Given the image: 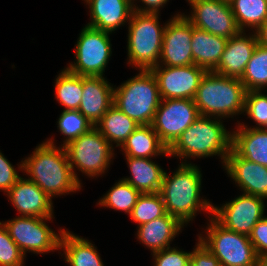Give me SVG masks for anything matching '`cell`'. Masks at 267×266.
<instances>
[{
    "mask_svg": "<svg viewBox=\"0 0 267 266\" xmlns=\"http://www.w3.org/2000/svg\"><path fill=\"white\" fill-rule=\"evenodd\" d=\"M154 266H190L191 252L170 247L153 252Z\"/></svg>",
    "mask_w": 267,
    "mask_h": 266,
    "instance_id": "d590c367",
    "label": "cell"
},
{
    "mask_svg": "<svg viewBox=\"0 0 267 266\" xmlns=\"http://www.w3.org/2000/svg\"><path fill=\"white\" fill-rule=\"evenodd\" d=\"M247 90L240 79L207 71L194 97L199 115L230 118L244 113Z\"/></svg>",
    "mask_w": 267,
    "mask_h": 266,
    "instance_id": "277c9868",
    "label": "cell"
},
{
    "mask_svg": "<svg viewBox=\"0 0 267 266\" xmlns=\"http://www.w3.org/2000/svg\"><path fill=\"white\" fill-rule=\"evenodd\" d=\"M207 235L199 236L200 242L221 263V266H257L259 257L249 236L228 230L212 216L209 217Z\"/></svg>",
    "mask_w": 267,
    "mask_h": 266,
    "instance_id": "52a82bcc",
    "label": "cell"
},
{
    "mask_svg": "<svg viewBox=\"0 0 267 266\" xmlns=\"http://www.w3.org/2000/svg\"><path fill=\"white\" fill-rule=\"evenodd\" d=\"M258 37V43L267 47V19L264 21L263 25L256 31Z\"/></svg>",
    "mask_w": 267,
    "mask_h": 266,
    "instance_id": "60d3db41",
    "label": "cell"
},
{
    "mask_svg": "<svg viewBox=\"0 0 267 266\" xmlns=\"http://www.w3.org/2000/svg\"><path fill=\"white\" fill-rule=\"evenodd\" d=\"M166 214L164 201L158 193H141L130 214L138 226Z\"/></svg>",
    "mask_w": 267,
    "mask_h": 266,
    "instance_id": "1f68e13d",
    "label": "cell"
},
{
    "mask_svg": "<svg viewBox=\"0 0 267 266\" xmlns=\"http://www.w3.org/2000/svg\"><path fill=\"white\" fill-rule=\"evenodd\" d=\"M202 174L198 166L181 162L173 176L164 172L159 194L165 205V211L177 218L183 225L195 217L197 211H205L212 215L213 204L200 199Z\"/></svg>",
    "mask_w": 267,
    "mask_h": 266,
    "instance_id": "7a4b0ae2",
    "label": "cell"
},
{
    "mask_svg": "<svg viewBox=\"0 0 267 266\" xmlns=\"http://www.w3.org/2000/svg\"><path fill=\"white\" fill-rule=\"evenodd\" d=\"M138 126L133 119L114 105L95 124L98 131L111 145L113 144L112 142L116 143V147H121Z\"/></svg>",
    "mask_w": 267,
    "mask_h": 266,
    "instance_id": "4316f807",
    "label": "cell"
},
{
    "mask_svg": "<svg viewBox=\"0 0 267 266\" xmlns=\"http://www.w3.org/2000/svg\"><path fill=\"white\" fill-rule=\"evenodd\" d=\"M257 266H267V257L259 258Z\"/></svg>",
    "mask_w": 267,
    "mask_h": 266,
    "instance_id": "b9f144b4",
    "label": "cell"
},
{
    "mask_svg": "<svg viewBox=\"0 0 267 266\" xmlns=\"http://www.w3.org/2000/svg\"><path fill=\"white\" fill-rule=\"evenodd\" d=\"M19 170L28 174L51 199L55 196L80 191L81 184L75 178L65 147H56L53 139L36 146L32 155L22 160Z\"/></svg>",
    "mask_w": 267,
    "mask_h": 266,
    "instance_id": "6da1fadb",
    "label": "cell"
},
{
    "mask_svg": "<svg viewBox=\"0 0 267 266\" xmlns=\"http://www.w3.org/2000/svg\"><path fill=\"white\" fill-rule=\"evenodd\" d=\"M125 157L131 176L122 180L141 193H158L165 170L151 161V158Z\"/></svg>",
    "mask_w": 267,
    "mask_h": 266,
    "instance_id": "cb8c5ba5",
    "label": "cell"
},
{
    "mask_svg": "<svg viewBox=\"0 0 267 266\" xmlns=\"http://www.w3.org/2000/svg\"><path fill=\"white\" fill-rule=\"evenodd\" d=\"M134 1L137 0H132V6L135 12L159 13V9L165 6L164 4H166L169 0H140L143 4H145L143 5L144 8H139V6H136Z\"/></svg>",
    "mask_w": 267,
    "mask_h": 266,
    "instance_id": "ab89813d",
    "label": "cell"
},
{
    "mask_svg": "<svg viewBox=\"0 0 267 266\" xmlns=\"http://www.w3.org/2000/svg\"><path fill=\"white\" fill-rule=\"evenodd\" d=\"M228 39L213 35L193 26L191 48L193 63L206 71H213L219 64Z\"/></svg>",
    "mask_w": 267,
    "mask_h": 266,
    "instance_id": "603a6c76",
    "label": "cell"
},
{
    "mask_svg": "<svg viewBox=\"0 0 267 266\" xmlns=\"http://www.w3.org/2000/svg\"><path fill=\"white\" fill-rule=\"evenodd\" d=\"M244 112L258 125L250 128L264 129L267 126V94L262 90L247 91Z\"/></svg>",
    "mask_w": 267,
    "mask_h": 266,
    "instance_id": "836d02e7",
    "label": "cell"
},
{
    "mask_svg": "<svg viewBox=\"0 0 267 266\" xmlns=\"http://www.w3.org/2000/svg\"><path fill=\"white\" fill-rule=\"evenodd\" d=\"M90 8L92 28L114 32L117 28L129 22L134 12L132 0H84Z\"/></svg>",
    "mask_w": 267,
    "mask_h": 266,
    "instance_id": "ffe728a7",
    "label": "cell"
},
{
    "mask_svg": "<svg viewBox=\"0 0 267 266\" xmlns=\"http://www.w3.org/2000/svg\"><path fill=\"white\" fill-rule=\"evenodd\" d=\"M20 178L17 170L0 151V190L7 193Z\"/></svg>",
    "mask_w": 267,
    "mask_h": 266,
    "instance_id": "74e56055",
    "label": "cell"
},
{
    "mask_svg": "<svg viewBox=\"0 0 267 266\" xmlns=\"http://www.w3.org/2000/svg\"><path fill=\"white\" fill-rule=\"evenodd\" d=\"M191 252L190 266H221V263L199 240Z\"/></svg>",
    "mask_w": 267,
    "mask_h": 266,
    "instance_id": "f35d334b",
    "label": "cell"
},
{
    "mask_svg": "<svg viewBox=\"0 0 267 266\" xmlns=\"http://www.w3.org/2000/svg\"><path fill=\"white\" fill-rule=\"evenodd\" d=\"M139 71L121 86L114 87L113 105L138 125H151L162 99L152 71Z\"/></svg>",
    "mask_w": 267,
    "mask_h": 266,
    "instance_id": "5b68a950",
    "label": "cell"
},
{
    "mask_svg": "<svg viewBox=\"0 0 267 266\" xmlns=\"http://www.w3.org/2000/svg\"><path fill=\"white\" fill-rule=\"evenodd\" d=\"M183 225L177 218L166 213L150 222L139 225L137 238L151 252L170 248L172 240L181 232Z\"/></svg>",
    "mask_w": 267,
    "mask_h": 266,
    "instance_id": "44dd1931",
    "label": "cell"
},
{
    "mask_svg": "<svg viewBox=\"0 0 267 266\" xmlns=\"http://www.w3.org/2000/svg\"><path fill=\"white\" fill-rule=\"evenodd\" d=\"M127 157L152 158L169 156L167 146L160 140L151 125H139L121 146Z\"/></svg>",
    "mask_w": 267,
    "mask_h": 266,
    "instance_id": "d4e9b609",
    "label": "cell"
},
{
    "mask_svg": "<svg viewBox=\"0 0 267 266\" xmlns=\"http://www.w3.org/2000/svg\"><path fill=\"white\" fill-rule=\"evenodd\" d=\"M53 217L18 216L3 224L6 226L11 239L17 244L22 253L44 254L60 250V239L64 229L55 233L47 224ZM46 221V222H45Z\"/></svg>",
    "mask_w": 267,
    "mask_h": 266,
    "instance_id": "30bf717a",
    "label": "cell"
},
{
    "mask_svg": "<svg viewBox=\"0 0 267 266\" xmlns=\"http://www.w3.org/2000/svg\"><path fill=\"white\" fill-rule=\"evenodd\" d=\"M25 255L11 239L6 226L0 222V266H24Z\"/></svg>",
    "mask_w": 267,
    "mask_h": 266,
    "instance_id": "e575fe53",
    "label": "cell"
},
{
    "mask_svg": "<svg viewBox=\"0 0 267 266\" xmlns=\"http://www.w3.org/2000/svg\"><path fill=\"white\" fill-rule=\"evenodd\" d=\"M187 2L192 11L191 14L184 16L194 27L226 39L241 32L230 2L223 0H187Z\"/></svg>",
    "mask_w": 267,
    "mask_h": 266,
    "instance_id": "7c38bea8",
    "label": "cell"
},
{
    "mask_svg": "<svg viewBox=\"0 0 267 266\" xmlns=\"http://www.w3.org/2000/svg\"><path fill=\"white\" fill-rule=\"evenodd\" d=\"M231 149L232 132L226 130L221 119L200 115L168 148V154L182 160L217 155L224 165Z\"/></svg>",
    "mask_w": 267,
    "mask_h": 266,
    "instance_id": "3957f363",
    "label": "cell"
},
{
    "mask_svg": "<svg viewBox=\"0 0 267 266\" xmlns=\"http://www.w3.org/2000/svg\"><path fill=\"white\" fill-rule=\"evenodd\" d=\"M111 33L85 25L75 45V61L66 67L81 76H103L112 54Z\"/></svg>",
    "mask_w": 267,
    "mask_h": 266,
    "instance_id": "9c48e42d",
    "label": "cell"
},
{
    "mask_svg": "<svg viewBox=\"0 0 267 266\" xmlns=\"http://www.w3.org/2000/svg\"><path fill=\"white\" fill-rule=\"evenodd\" d=\"M151 71L157 79L161 99H194L207 72L195 64L179 67L158 65Z\"/></svg>",
    "mask_w": 267,
    "mask_h": 266,
    "instance_id": "9a60e30c",
    "label": "cell"
},
{
    "mask_svg": "<svg viewBox=\"0 0 267 266\" xmlns=\"http://www.w3.org/2000/svg\"><path fill=\"white\" fill-rule=\"evenodd\" d=\"M70 266H104L97 248L89 240L64 229L60 239V250Z\"/></svg>",
    "mask_w": 267,
    "mask_h": 266,
    "instance_id": "484cf974",
    "label": "cell"
},
{
    "mask_svg": "<svg viewBox=\"0 0 267 266\" xmlns=\"http://www.w3.org/2000/svg\"><path fill=\"white\" fill-rule=\"evenodd\" d=\"M249 240L259 258L267 257V217L264 216L252 228Z\"/></svg>",
    "mask_w": 267,
    "mask_h": 266,
    "instance_id": "8d00e7d4",
    "label": "cell"
},
{
    "mask_svg": "<svg viewBox=\"0 0 267 266\" xmlns=\"http://www.w3.org/2000/svg\"><path fill=\"white\" fill-rule=\"evenodd\" d=\"M247 91L267 86V47L258 43L240 79Z\"/></svg>",
    "mask_w": 267,
    "mask_h": 266,
    "instance_id": "f546056e",
    "label": "cell"
},
{
    "mask_svg": "<svg viewBox=\"0 0 267 266\" xmlns=\"http://www.w3.org/2000/svg\"><path fill=\"white\" fill-rule=\"evenodd\" d=\"M65 149L73 174L80 184L74 168L89 177H97L106 172L115 155L113 145L95 126L71 141Z\"/></svg>",
    "mask_w": 267,
    "mask_h": 266,
    "instance_id": "ba28073f",
    "label": "cell"
},
{
    "mask_svg": "<svg viewBox=\"0 0 267 266\" xmlns=\"http://www.w3.org/2000/svg\"><path fill=\"white\" fill-rule=\"evenodd\" d=\"M223 167L243 194L267 199V167L240 157L233 149Z\"/></svg>",
    "mask_w": 267,
    "mask_h": 266,
    "instance_id": "2e32d148",
    "label": "cell"
},
{
    "mask_svg": "<svg viewBox=\"0 0 267 266\" xmlns=\"http://www.w3.org/2000/svg\"><path fill=\"white\" fill-rule=\"evenodd\" d=\"M20 216L54 217L53 201L34 182L20 178L7 192Z\"/></svg>",
    "mask_w": 267,
    "mask_h": 266,
    "instance_id": "e0dca14e",
    "label": "cell"
},
{
    "mask_svg": "<svg viewBox=\"0 0 267 266\" xmlns=\"http://www.w3.org/2000/svg\"><path fill=\"white\" fill-rule=\"evenodd\" d=\"M199 116L194 99H162L151 126L169 148Z\"/></svg>",
    "mask_w": 267,
    "mask_h": 266,
    "instance_id": "8fae6325",
    "label": "cell"
},
{
    "mask_svg": "<svg viewBox=\"0 0 267 266\" xmlns=\"http://www.w3.org/2000/svg\"><path fill=\"white\" fill-rule=\"evenodd\" d=\"M230 5L241 31L256 32L267 19V0H231Z\"/></svg>",
    "mask_w": 267,
    "mask_h": 266,
    "instance_id": "83f0119b",
    "label": "cell"
},
{
    "mask_svg": "<svg viewBox=\"0 0 267 266\" xmlns=\"http://www.w3.org/2000/svg\"><path fill=\"white\" fill-rule=\"evenodd\" d=\"M140 195V191L136 190L128 182L120 179L111 187L108 193L103 195L98 201V205L115 210L117 209V211H125V213H128L130 216Z\"/></svg>",
    "mask_w": 267,
    "mask_h": 266,
    "instance_id": "4dcf8cb0",
    "label": "cell"
},
{
    "mask_svg": "<svg viewBox=\"0 0 267 266\" xmlns=\"http://www.w3.org/2000/svg\"><path fill=\"white\" fill-rule=\"evenodd\" d=\"M159 13L133 12L128 22V63L139 70L158 66L166 24H159Z\"/></svg>",
    "mask_w": 267,
    "mask_h": 266,
    "instance_id": "8992f818",
    "label": "cell"
},
{
    "mask_svg": "<svg viewBox=\"0 0 267 266\" xmlns=\"http://www.w3.org/2000/svg\"><path fill=\"white\" fill-rule=\"evenodd\" d=\"M55 83L56 99L64 110H78L83 95V76L64 68Z\"/></svg>",
    "mask_w": 267,
    "mask_h": 266,
    "instance_id": "f1b7e54d",
    "label": "cell"
},
{
    "mask_svg": "<svg viewBox=\"0 0 267 266\" xmlns=\"http://www.w3.org/2000/svg\"><path fill=\"white\" fill-rule=\"evenodd\" d=\"M258 44L257 33L246 35L241 31L228 39L225 50L214 72L231 78L241 79L248 61Z\"/></svg>",
    "mask_w": 267,
    "mask_h": 266,
    "instance_id": "ac0fdd59",
    "label": "cell"
},
{
    "mask_svg": "<svg viewBox=\"0 0 267 266\" xmlns=\"http://www.w3.org/2000/svg\"><path fill=\"white\" fill-rule=\"evenodd\" d=\"M232 131V149L248 161L267 167V130L248 128L238 122Z\"/></svg>",
    "mask_w": 267,
    "mask_h": 266,
    "instance_id": "7402d4cb",
    "label": "cell"
},
{
    "mask_svg": "<svg viewBox=\"0 0 267 266\" xmlns=\"http://www.w3.org/2000/svg\"><path fill=\"white\" fill-rule=\"evenodd\" d=\"M114 87L103 76H83V95L78 110L95 126L113 105Z\"/></svg>",
    "mask_w": 267,
    "mask_h": 266,
    "instance_id": "d6986e66",
    "label": "cell"
},
{
    "mask_svg": "<svg viewBox=\"0 0 267 266\" xmlns=\"http://www.w3.org/2000/svg\"><path fill=\"white\" fill-rule=\"evenodd\" d=\"M57 123L60 133L66 136L63 144H61L62 147L67 146L71 141L93 127L90 121L79 110H63Z\"/></svg>",
    "mask_w": 267,
    "mask_h": 266,
    "instance_id": "d6a6232c",
    "label": "cell"
},
{
    "mask_svg": "<svg viewBox=\"0 0 267 266\" xmlns=\"http://www.w3.org/2000/svg\"><path fill=\"white\" fill-rule=\"evenodd\" d=\"M192 33L193 25L184 16V13L175 14L168 20L163 34L158 65L170 67L193 65Z\"/></svg>",
    "mask_w": 267,
    "mask_h": 266,
    "instance_id": "5bb4252c",
    "label": "cell"
},
{
    "mask_svg": "<svg viewBox=\"0 0 267 266\" xmlns=\"http://www.w3.org/2000/svg\"><path fill=\"white\" fill-rule=\"evenodd\" d=\"M266 199L243 194L221 207H212V217L224 228L249 236L252 228L264 217Z\"/></svg>",
    "mask_w": 267,
    "mask_h": 266,
    "instance_id": "4fadbf2b",
    "label": "cell"
}]
</instances>
